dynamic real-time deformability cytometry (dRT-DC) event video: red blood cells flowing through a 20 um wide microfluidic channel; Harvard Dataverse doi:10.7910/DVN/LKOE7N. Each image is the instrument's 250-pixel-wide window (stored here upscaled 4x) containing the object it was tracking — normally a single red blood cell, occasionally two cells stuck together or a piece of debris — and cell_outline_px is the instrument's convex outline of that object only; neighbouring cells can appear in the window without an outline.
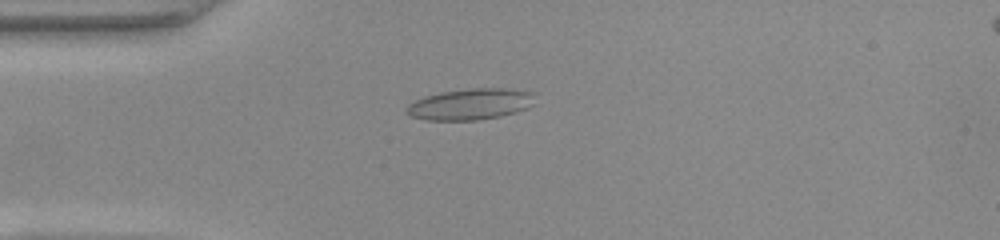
{"species": "common noctule bat (a hibernating species)", "species_latin": "Nyctalus noctula", "temperature_condition": "warm", "stored_images_in_passage": 41, "camera_frame_rate_fps": 3000, "um_per_image_px": 0.085, "animal": {"sex": "female", "body_mass_g": 22.0, "forearm_length_mm": 56.7}, "frame": {"image": 1, "passage_image": 3, "time_ms": 0.667, "image_size_px": [1000, 240], "cell_outline_px": [[536, 104], [528, 108], [516, 112], [500, 116], [476, 120], [424, 120], [408, 116], [404, 112], [404, 108], [408, 104], [424, 96], [440, 92], [468, 88], [504, 88], [536, 92]], "centroid_in_image_um": [40.0, 8.85], "position_along_channel_um": 45.0, "area_um2": 23.93}}
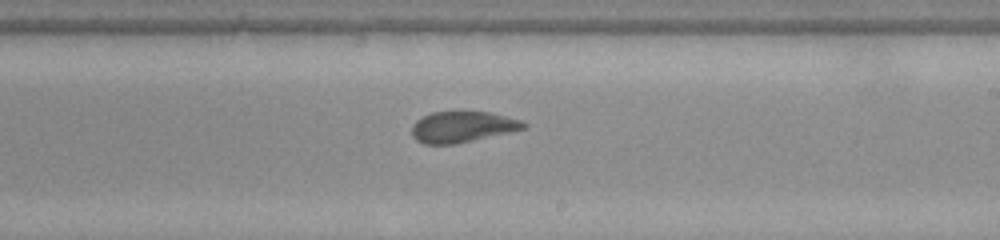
{"frame": {"image": 2, "passage_image": 20, "time_ms": 6.333, "image_size_px": [1000, 240], "cell_outline_px": [[528, 124], [524, 128], [508, 132], [472, 140], [452, 144], [424, 144], [416, 140], [412, 136], [412, 124], [416, 120], [432, 112], [488, 112], [520, 120]], "centroid_in_image_um": [39.24, 10.78], "position_along_channel_um": 249.8, "area_um2": 19.77}}
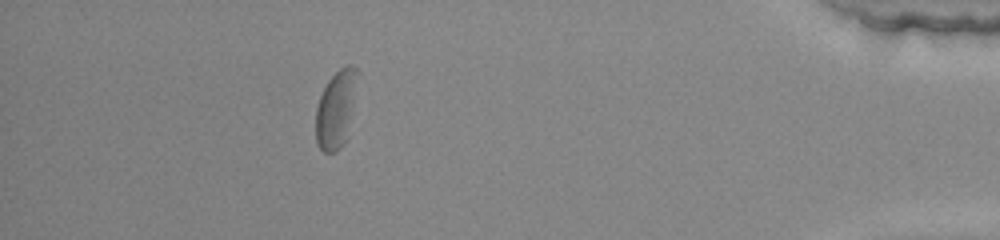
{"frame": {"image": 3, "passage_image": 36, "time_ms": 11.667, "image_size_px": [1000, 240], "cell_outline_px": [[360, 72], [344, 144], [336, 152], [324, 152], [316, 144], [316, 108], [320, 96], [328, 80], [340, 68], [348, 64], [352, 64]], "centroid_in_image_um": [28.56, 9.24], "position_along_channel_um": 406.6, "area_um2": 18.73}, "authors_computed_cell_mechanics": {"area_um2": 20.23, "velocity_mm_per_s": 3.9205, "shape_relaxation_time_tau1_ms": 7.8904, "shape_relaxation_time_tau2_ms": 1.7647, "deformation_change_tau1": 0.1464, "deformation_change_tau2": 0.0769}}